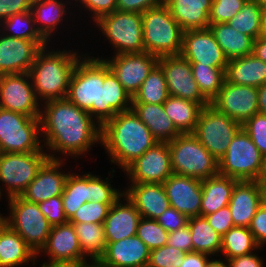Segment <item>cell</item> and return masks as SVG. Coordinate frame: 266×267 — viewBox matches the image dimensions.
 Here are the masks:
<instances>
[{"label":"cell","instance_id":"6da1fadb","mask_svg":"<svg viewBox=\"0 0 266 267\" xmlns=\"http://www.w3.org/2000/svg\"><path fill=\"white\" fill-rule=\"evenodd\" d=\"M77 62L66 99L103 125L117 113L132 109V96L101 57L87 56Z\"/></svg>","mask_w":266,"mask_h":267},{"label":"cell","instance_id":"7a4b0ae2","mask_svg":"<svg viewBox=\"0 0 266 267\" xmlns=\"http://www.w3.org/2000/svg\"><path fill=\"white\" fill-rule=\"evenodd\" d=\"M43 104L40 129L50 159H59L56 154H52L55 152L73 158L83 154L85 156L92 145L101 144V125L87 111L81 110L66 98Z\"/></svg>","mask_w":266,"mask_h":267},{"label":"cell","instance_id":"3957f363","mask_svg":"<svg viewBox=\"0 0 266 267\" xmlns=\"http://www.w3.org/2000/svg\"><path fill=\"white\" fill-rule=\"evenodd\" d=\"M158 141L131 109L117 113L101 126V145L111 163L124 170Z\"/></svg>","mask_w":266,"mask_h":267},{"label":"cell","instance_id":"277c9868","mask_svg":"<svg viewBox=\"0 0 266 267\" xmlns=\"http://www.w3.org/2000/svg\"><path fill=\"white\" fill-rule=\"evenodd\" d=\"M47 47L38 52L28 72L36 97L42 100L41 103L66 98L72 73L83 56L67 49L49 51Z\"/></svg>","mask_w":266,"mask_h":267},{"label":"cell","instance_id":"5b68a950","mask_svg":"<svg viewBox=\"0 0 266 267\" xmlns=\"http://www.w3.org/2000/svg\"><path fill=\"white\" fill-rule=\"evenodd\" d=\"M142 29L145 52L158 58L180 55L183 30L165 3L142 13Z\"/></svg>","mask_w":266,"mask_h":267},{"label":"cell","instance_id":"8992f818","mask_svg":"<svg viewBox=\"0 0 266 267\" xmlns=\"http://www.w3.org/2000/svg\"><path fill=\"white\" fill-rule=\"evenodd\" d=\"M174 174L199 180L219 173L218 160L192 134L184 133L168 143Z\"/></svg>","mask_w":266,"mask_h":267},{"label":"cell","instance_id":"52a82bcc","mask_svg":"<svg viewBox=\"0 0 266 267\" xmlns=\"http://www.w3.org/2000/svg\"><path fill=\"white\" fill-rule=\"evenodd\" d=\"M266 159L241 128L233 137L225 155L218 161L219 174L239 181H260Z\"/></svg>","mask_w":266,"mask_h":267},{"label":"cell","instance_id":"ba28073f","mask_svg":"<svg viewBox=\"0 0 266 267\" xmlns=\"http://www.w3.org/2000/svg\"><path fill=\"white\" fill-rule=\"evenodd\" d=\"M8 200L9 217L0 214L1 218L38 254L46 245L52 226L39 204L28 202L20 196L9 197Z\"/></svg>","mask_w":266,"mask_h":267},{"label":"cell","instance_id":"9c48e42d","mask_svg":"<svg viewBox=\"0 0 266 267\" xmlns=\"http://www.w3.org/2000/svg\"><path fill=\"white\" fill-rule=\"evenodd\" d=\"M40 117L0 108V153L41 151Z\"/></svg>","mask_w":266,"mask_h":267},{"label":"cell","instance_id":"30bf717a","mask_svg":"<svg viewBox=\"0 0 266 267\" xmlns=\"http://www.w3.org/2000/svg\"><path fill=\"white\" fill-rule=\"evenodd\" d=\"M95 23L115 49V55L145 52L142 13L115 10Z\"/></svg>","mask_w":266,"mask_h":267},{"label":"cell","instance_id":"8fae6325","mask_svg":"<svg viewBox=\"0 0 266 267\" xmlns=\"http://www.w3.org/2000/svg\"><path fill=\"white\" fill-rule=\"evenodd\" d=\"M48 159L44 149L28 153H0V182L5 186L7 197L20 196ZM2 192L0 186L1 196Z\"/></svg>","mask_w":266,"mask_h":267},{"label":"cell","instance_id":"7c38bea8","mask_svg":"<svg viewBox=\"0 0 266 267\" xmlns=\"http://www.w3.org/2000/svg\"><path fill=\"white\" fill-rule=\"evenodd\" d=\"M241 128V124L209 104L202 109L192 134L219 161Z\"/></svg>","mask_w":266,"mask_h":267},{"label":"cell","instance_id":"4fadbf2b","mask_svg":"<svg viewBox=\"0 0 266 267\" xmlns=\"http://www.w3.org/2000/svg\"><path fill=\"white\" fill-rule=\"evenodd\" d=\"M40 104L28 73L0 75V108L40 117Z\"/></svg>","mask_w":266,"mask_h":267},{"label":"cell","instance_id":"5bb4252c","mask_svg":"<svg viewBox=\"0 0 266 267\" xmlns=\"http://www.w3.org/2000/svg\"><path fill=\"white\" fill-rule=\"evenodd\" d=\"M258 88L237 85L225 80L210 105L219 112L243 125L258 113Z\"/></svg>","mask_w":266,"mask_h":267},{"label":"cell","instance_id":"9a60e30c","mask_svg":"<svg viewBox=\"0 0 266 267\" xmlns=\"http://www.w3.org/2000/svg\"><path fill=\"white\" fill-rule=\"evenodd\" d=\"M158 65L164 73L170 96L194 101L203 108L210 104L199 91L187 59L181 55L162 56Z\"/></svg>","mask_w":266,"mask_h":267},{"label":"cell","instance_id":"2e32d148","mask_svg":"<svg viewBox=\"0 0 266 267\" xmlns=\"http://www.w3.org/2000/svg\"><path fill=\"white\" fill-rule=\"evenodd\" d=\"M123 172L131 183H163L173 174L168 143L158 142L129 164Z\"/></svg>","mask_w":266,"mask_h":267},{"label":"cell","instance_id":"e0dca14e","mask_svg":"<svg viewBox=\"0 0 266 267\" xmlns=\"http://www.w3.org/2000/svg\"><path fill=\"white\" fill-rule=\"evenodd\" d=\"M111 59V60H110ZM124 89L132 96L139 91L143 81L158 64L159 58L147 52L117 54L103 59Z\"/></svg>","mask_w":266,"mask_h":267},{"label":"cell","instance_id":"ac0fdd59","mask_svg":"<svg viewBox=\"0 0 266 267\" xmlns=\"http://www.w3.org/2000/svg\"><path fill=\"white\" fill-rule=\"evenodd\" d=\"M180 55L191 65L227 67L228 59L209 28L183 31Z\"/></svg>","mask_w":266,"mask_h":267},{"label":"cell","instance_id":"d6986e66","mask_svg":"<svg viewBox=\"0 0 266 267\" xmlns=\"http://www.w3.org/2000/svg\"><path fill=\"white\" fill-rule=\"evenodd\" d=\"M48 44L14 38L0 31V75L28 73L38 52Z\"/></svg>","mask_w":266,"mask_h":267},{"label":"cell","instance_id":"ffe728a7","mask_svg":"<svg viewBox=\"0 0 266 267\" xmlns=\"http://www.w3.org/2000/svg\"><path fill=\"white\" fill-rule=\"evenodd\" d=\"M64 160L48 159L39 169L35 179L20 195L24 200L39 204L54 196H61L69 173H62L60 168Z\"/></svg>","mask_w":266,"mask_h":267},{"label":"cell","instance_id":"44dd1931","mask_svg":"<svg viewBox=\"0 0 266 267\" xmlns=\"http://www.w3.org/2000/svg\"><path fill=\"white\" fill-rule=\"evenodd\" d=\"M170 206L188 218L200 216L202 181L196 178L171 174L164 182Z\"/></svg>","mask_w":266,"mask_h":267},{"label":"cell","instance_id":"7402d4cb","mask_svg":"<svg viewBox=\"0 0 266 267\" xmlns=\"http://www.w3.org/2000/svg\"><path fill=\"white\" fill-rule=\"evenodd\" d=\"M48 255L49 262L88 263L82 254L74 226L69 221L65 224L52 226L46 245L40 253Z\"/></svg>","mask_w":266,"mask_h":267},{"label":"cell","instance_id":"603a6c76","mask_svg":"<svg viewBox=\"0 0 266 267\" xmlns=\"http://www.w3.org/2000/svg\"><path fill=\"white\" fill-rule=\"evenodd\" d=\"M150 249L136 235L116 242H106L98 262L104 267H147Z\"/></svg>","mask_w":266,"mask_h":267},{"label":"cell","instance_id":"cb8c5ba5","mask_svg":"<svg viewBox=\"0 0 266 267\" xmlns=\"http://www.w3.org/2000/svg\"><path fill=\"white\" fill-rule=\"evenodd\" d=\"M121 198H124L123 201L126 203ZM141 218L134 204L123 194L111 206L103 223L106 242H116L136 235Z\"/></svg>","mask_w":266,"mask_h":267},{"label":"cell","instance_id":"d4e9b609","mask_svg":"<svg viewBox=\"0 0 266 267\" xmlns=\"http://www.w3.org/2000/svg\"><path fill=\"white\" fill-rule=\"evenodd\" d=\"M123 192L143 218L155 220L170 207L163 183H131Z\"/></svg>","mask_w":266,"mask_h":267},{"label":"cell","instance_id":"484cf974","mask_svg":"<svg viewBox=\"0 0 266 267\" xmlns=\"http://www.w3.org/2000/svg\"><path fill=\"white\" fill-rule=\"evenodd\" d=\"M260 206V181H238L228 204L233 225L249 227Z\"/></svg>","mask_w":266,"mask_h":267},{"label":"cell","instance_id":"4316f807","mask_svg":"<svg viewBox=\"0 0 266 267\" xmlns=\"http://www.w3.org/2000/svg\"><path fill=\"white\" fill-rule=\"evenodd\" d=\"M37 254L0 216V267H19L37 262Z\"/></svg>","mask_w":266,"mask_h":267},{"label":"cell","instance_id":"83f0119b","mask_svg":"<svg viewBox=\"0 0 266 267\" xmlns=\"http://www.w3.org/2000/svg\"><path fill=\"white\" fill-rule=\"evenodd\" d=\"M212 2L213 0H165L172 17L183 31L209 27Z\"/></svg>","mask_w":266,"mask_h":267},{"label":"cell","instance_id":"f1b7e54d","mask_svg":"<svg viewBox=\"0 0 266 267\" xmlns=\"http://www.w3.org/2000/svg\"><path fill=\"white\" fill-rule=\"evenodd\" d=\"M226 81L237 85L260 87L266 83V63L253 53L228 60Z\"/></svg>","mask_w":266,"mask_h":267},{"label":"cell","instance_id":"f546056e","mask_svg":"<svg viewBox=\"0 0 266 267\" xmlns=\"http://www.w3.org/2000/svg\"><path fill=\"white\" fill-rule=\"evenodd\" d=\"M132 110L158 142L169 143L181 134L165 113L163 104L132 103Z\"/></svg>","mask_w":266,"mask_h":267},{"label":"cell","instance_id":"4dcf8cb0","mask_svg":"<svg viewBox=\"0 0 266 267\" xmlns=\"http://www.w3.org/2000/svg\"><path fill=\"white\" fill-rule=\"evenodd\" d=\"M238 181L219 173L202 180L200 216L205 217L228 206L234 186Z\"/></svg>","mask_w":266,"mask_h":267},{"label":"cell","instance_id":"1f68e13d","mask_svg":"<svg viewBox=\"0 0 266 267\" xmlns=\"http://www.w3.org/2000/svg\"><path fill=\"white\" fill-rule=\"evenodd\" d=\"M66 2L61 0H32L31 12L34 16L36 29L48 43L58 25L61 26L59 23L63 22L66 11L69 12Z\"/></svg>","mask_w":266,"mask_h":267},{"label":"cell","instance_id":"d6a6232c","mask_svg":"<svg viewBox=\"0 0 266 267\" xmlns=\"http://www.w3.org/2000/svg\"><path fill=\"white\" fill-rule=\"evenodd\" d=\"M208 28L228 60L253 53L254 40L232 28L228 23L209 24Z\"/></svg>","mask_w":266,"mask_h":267},{"label":"cell","instance_id":"836d02e7","mask_svg":"<svg viewBox=\"0 0 266 267\" xmlns=\"http://www.w3.org/2000/svg\"><path fill=\"white\" fill-rule=\"evenodd\" d=\"M63 209L68 221L81 205L92 200V174H70L61 195Z\"/></svg>","mask_w":266,"mask_h":267},{"label":"cell","instance_id":"e575fe53","mask_svg":"<svg viewBox=\"0 0 266 267\" xmlns=\"http://www.w3.org/2000/svg\"><path fill=\"white\" fill-rule=\"evenodd\" d=\"M167 116L174 123L177 130L181 133H192L198 122L199 115L203 107L190 100L168 96L163 103Z\"/></svg>","mask_w":266,"mask_h":267},{"label":"cell","instance_id":"d590c367","mask_svg":"<svg viewBox=\"0 0 266 267\" xmlns=\"http://www.w3.org/2000/svg\"><path fill=\"white\" fill-rule=\"evenodd\" d=\"M193 244V252H201L211 256L220 254L222 236L209 225L206 217H190L187 223ZM215 254V255H214Z\"/></svg>","mask_w":266,"mask_h":267},{"label":"cell","instance_id":"8d00e7d4","mask_svg":"<svg viewBox=\"0 0 266 267\" xmlns=\"http://www.w3.org/2000/svg\"><path fill=\"white\" fill-rule=\"evenodd\" d=\"M72 224L78 237L82 254L87 257V259L90 256V262L98 261L106 249L103 224L85 222Z\"/></svg>","mask_w":266,"mask_h":267},{"label":"cell","instance_id":"74e56055","mask_svg":"<svg viewBox=\"0 0 266 267\" xmlns=\"http://www.w3.org/2000/svg\"><path fill=\"white\" fill-rule=\"evenodd\" d=\"M258 249L260 247L256 244L249 227L234 226L222 236L220 253H223L226 260L250 254Z\"/></svg>","mask_w":266,"mask_h":267},{"label":"cell","instance_id":"f35d334b","mask_svg":"<svg viewBox=\"0 0 266 267\" xmlns=\"http://www.w3.org/2000/svg\"><path fill=\"white\" fill-rule=\"evenodd\" d=\"M169 96L162 68L157 64L143 81L132 103L163 104Z\"/></svg>","mask_w":266,"mask_h":267},{"label":"cell","instance_id":"ab89813d","mask_svg":"<svg viewBox=\"0 0 266 267\" xmlns=\"http://www.w3.org/2000/svg\"><path fill=\"white\" fill-rule=\"evenodd\" d=\"M191 70L199 91L211 103L226 80V67L191 65Z\"/></svg>","mask_w":266,"mask_h":267},{"label":"cell","instance_id":"60d3db41","mask_svg":"<svg viewBox=\"0 0 266 267\" xmlns=\"http://www.w3.org/2000/svg\"><path fill=\"white\" fill-rule=\"evenodd\" d=\"M263 10L255 0H247L241 10L227 23L253 40L260 37Z\"/></svg>","mask_w":266,"mask_h":267},{"label":"cell","instance_id":"b9f144b4","mask_svg":"<svg viewBox=\"0 0 266 267\" xmlns=\"http://www.w3.org/2000/svg\"><path fill=\"white\" fill-rule=\"evenodd\" d=\"M0 26L1 33L5 35L34 42H47L37 31L31 10L10 16L3 20Z\"/></svg>","mask_w":266,"mask_h":267},{"label":"cell","instance_id":"7bdbcfd3","mask_svg":"<svg viewBox=\"0 0 266 267\" xmlns=\"http://www.w3.org/2000/svg\"><path fill=\"white\" fill-rule=\"evenodd\" d=\"M169 232H167L156 220L141 218L136 230L139 237L150 249H158L166 245Z\"/></svg>","mask_w":266,"mask_h":267},{"label":"cell","instance_id":"ee69618b","mask_svg":"<svg viewBox=\"0 0 266 267\" xmlns=\"http://www.w3.org/2000/svg\"><path fill=\"white\" fill-rule=\"evenodd\" d=\"M112 205L94 201L86 202L79 207L69 222L103 224Z\"/></svg>","mask_w":266,"mask_h":267},{"label":"cell","instance_id":"f6af8a7d","mask_svg":"<svg viewBox=\"0 0 266 267\" xmlns=\"http://www.w3.org/2000/svg\"><path fill=\"white\" fill-rule=\"evenodd\" d=\"M184 255V251L164 245L150 251L147 267H180Z\"/></svg>","mask_w":266,"mask_h":267},{"label":"cell","instance_id":"bcb514c9","mask_svg":"<svg viewBox=\"0 0 266 267\" xmlns=\"http://www.w3.org/2000/svg\"><path fill=\"white\" fill-rule=\"evenodd\" d=\"M242 128L266 159V114L256 113L242 125Z\"/></svg>","mask_w":266,"mask_h":267},{"label":"cell","instance_id":"7dc6e473","mask_svg":"<svg viewBox=\"0 0 266 267\" xmlns=\"http://www.w3.org/2000/svg\"><path fill=\"white\" fill-rule=\"evenodd\" d=\"M247 0H213L210 24L227 23L243 7Z\"/></svg>","mask_w":266,"mask_h":267},{"label":"cell","instance_id":"c3c4849f","mask_svg":"<svg viewBox=\"0 0 266 267\" xmlns=\"http://www.w3.org/2000/svg\"><path fill=\"white\" fill-rule=\"evenodd\" d=\"M108 177L103 180L92 174V200L101 204H114L124 192L111 186Z\"/></svg>","mask_w":266,"mask_h":267},{"label":"cell","instance_id":"681fc988","mask_svg":"<svg viewBox=\"0 0 266 267\" xmlns=\"http://www.w3.org/2000/svg\"><path fill=\"white\" fill-rule=\"evenodd\" d=\"M39 207L51 226L68 222L63 209L62 196L51 197L39 203Z\"/></svg>","mask_w":266,"mask_h":267},{"label":"cell","instance_id":"f907efd6","mask_svg":"<svg viewBox=\"0 0 266 267\" xmlns=\"http://www.w3.org/2000/svg\"><path fill=\"white\" fill-rule=\"evenodd\" d=\"M188 217L173 207L166 209L155 220L167 231L172 232L184 228L188 223Z\"/></svg>","mask_w":266,"mask_h":267},{"label":"cell","instance_id":"816d5d0a","mask_svg":"<svg viewBox=\"0 0 266 267\" xmlns=\"http://www.w3.org/2000/svg\"><path fill=\"white\" fill-rule=\"evenodd\" d=\"M78 1L82 8L91 12L93 22H96L104 15L110 14L117 10V0H75Z\"/></svg>","mask_w":266,"mask_h":267},{"label":"cell","instance_id":"f5cc1de1","mask_svg":"<svg viewBox=\"0 0 266 267\" xmlns=\"http://www.w3.org/2000/svg\"><path fill=\"white\" fill-rule=\"evenodd\" d=\"M205 217L209 222V225L221 236H223L230 228L234 227L228 206L220 208L215 213L206 215Z\"/></svg>","mask_w":266,"mask_h":267},{"label":"cell","instance_id":"db71d44e","mask_svg":"<svg viewBox=\"0 0 266 267\" xmlns=\"http://www.w3.org/2000/svg\"><path fill=\"white\" fill-rule=\"evenodd\" d=\"M249 230L253 234L256 244L262 248L266 244V208L261 205L249 226Z\"/></svg>","mask_w":266,"mask_h":267},{"label":"cell","instance_id":"11a10c76","mask_svg":"<svg viewBox=\"0 0 266 267\" xmlns=\"http://www.w3.org/2000/svg\"><path fill=\"white\" fill-rule=\"evenodd\" d=\"M166 245L178 248L185 253L193 252L192 238L188 225L184 228L169 232Z\"/></svg>","mask_w":266,"mask_h":267},{"label":"cell","instance_id":"9f6ffc18","mask_svg":"<svg viewBox=\"0 0 266 267\" xmlns=\"http://www.w3.org/2000/svg\"><path fill=\"white\" fill-rule=\"evenodd\" d=\"M32 0H0V23L15 14L30 11Z\"/></svg>","mask_w":266,"mask_h":267},{"label":"cell","instance_id":"6f0895ef","mask_svg":"<svg viewBox=\"0 0 266 267\" xmlns=\"http://www.w3.org/2000/svg\"><path fill=\"white\" fill-rule=\"evenodd\" d=\"M164 3L165 0H117V10L143 13L149 8L157 7Z\"/></svg>","mask_w":266,"mask_h":267},{"label":"cell","instance_id":"680465c9","mask_svg":"<svg viewBox=\"0 0 266 267\" xmlns=\"http://www.w3.org/2000/svg\"><path fill=\"white\" fill-rule=\"evenodd\" d=\"M258 254L250 253L227 260L229 267H263V260Z\"/></svg>","mask_w":266,"mask_h":267},{"label":"cell","instance_id":"91938a15","mask_svg":"<svg viewBox=\"0 0 266 267\" xmlns=\"http://www.w3.org/2000/svg\"><path fill=\"white\" fill-rule=\"evenodd\" d=\"M210 257V255L201 252L185 253L180 267H205Z\"/></svg>","mask_w":266,"mask_h":267},{"label":"cell","instance_id":"94428289","mask_svg":"<svg viewBox=\"0 0 266 267\" xmlns=\"http://www.w3.org/2000/svg\"><path fill=\"white\" fill-rule=\"evenodd\" d=\"M253 54L266 63V38L258 37L254 40Z\"/></svg>","mask_w":266,"mask_h":267},{"label":"cell","instance_id":"6125c7cd","mask_svg":"<svg viewBox=\"0 0 266 267\" xmlns=\"http://www.w3.org/2000/svg\"><path fill=\"white\" fill-rule=\"evenodd\" d=\"M258 113L266 114V83L258 87Z\"/></svg>","mask_w":266,"mask_h":267},{"label":"cell","instance_id":"be15d7a7","mask_svg":"<svg viewBox=\"0 0 266 267\" xmlns=\"http://www.w3.org/2000/svg\"><path fill=\"white\" fill-rule=\"evenodd\" d=\"M82 263L44 262L41 267H82Z\"/></svg>","mask_w":266,"mask_h":267},{"label":"cell","instance_id":"e7e4bbea","mask_svg":"<svg viewBox=\"0 0 266 267\" xmlns=\"http://www.w3.org/2000/svg\"><path fill=\"white\" fill-rule=\"evenodd\" d=\"M205 267H229L228 262L226 259L222 260V259H211L207 262Z\"/></svg>","mask_w":266,"mask_h":267},{"label":"cell","instance_id":"03108f58","mask_svg":"<svg viewBox=\"0 0 266 267\" xmlns=\"http://www.w3.org/2000/svg\"><path fill=\"white\" fill-rule=\"evenodd\" d=\"M260 37L266 38V12L263 13Z\"/></svg>","mask_w":266,"mask_h":267},{"label":"cell","instance_id":"003e7915","mask_svg":"<svg viewBox=\"0 0 266 267\" xmlns=\"http://www.w3.org/2000/svg\"><path fill=\"white\" fill-rule=\"evenodd\" d=\"M261 205L266 208V184H260Z\"/></svg>","mask_w":266,"mask_h":267},{"label":"cell","instance_id":"a7ac6f4b","mask_svg":"<svg viewBox=\"0 0 266 267\" xmlns=\"http://www.w3.org/2000/svg\"><path fill=\"white\" fill-rule=\"evenodd\" d=\"M82 267H104L98 261L88 262L82 265Z\"/></svg>","mask_w":266,"mask_h":267},{"label":"cell","instance_id":"89a4df30","mask_svg":"<svg viewBox=\"0 0 266 267\" xmlns=\"http://www.w3.org/2000/svg\"><path fill=\"white\" fill-rule=\"evenodd\" d=\"M263 10V12H266V0H255Z\"/></svg>","mask_w":266,"mask_h":267},{"label":"cell","instance_id":"2644e50d","mask_svg":"<svg viewBox=\"0 0 266 267\" xmlns=\"http://www.w3.org/2000/svg\"><path fill=\"white\" fill-rule=\"evenodd\" d=\"M260 184H266V164H265V170H264L263 176L260 180Z\"/></svg>","mask_w":266,"mask_h":267}]
</instances>
